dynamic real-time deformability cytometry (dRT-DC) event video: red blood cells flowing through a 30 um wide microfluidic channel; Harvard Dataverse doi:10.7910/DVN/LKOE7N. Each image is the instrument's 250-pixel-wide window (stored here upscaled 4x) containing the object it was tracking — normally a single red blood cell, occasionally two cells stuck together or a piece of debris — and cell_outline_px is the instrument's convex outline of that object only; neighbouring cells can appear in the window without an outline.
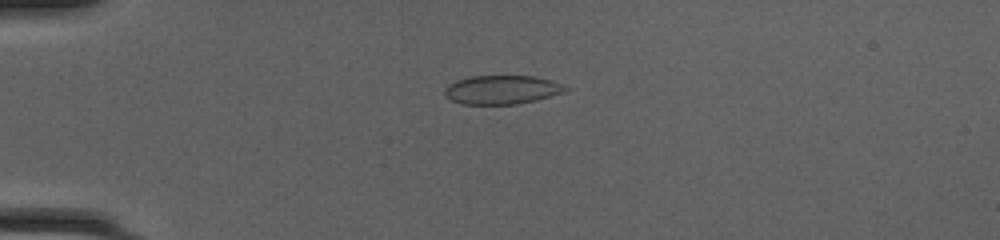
{"species": "common noctule bat (a hibernating species)", "species_latin": "Nyctalus noctula", "temperature_condition": "cold", "stored_images_in_passage": 50, "camera_frame_rate_fps": 3000, "um_per_image_px": 0.085, "animal": {"sex": "female", "body_mass_g": 20.0, "forearm_length_mm": 54.0}, "frame": {"image": 1, "passage_image": 14, "time_ms": 4.333, "image_size_px": [1000, 240], "cell_outline_px": [[572, 88], [564, 92], [536, 100], [516, 104], [460, 104], [444, 96], [444, 88], [448, 84], [456, 80], [468, 76], [532, 76], [552, 80], [564, 84]], "centroid_in_image_um": [42.66, 7.62], "position_along_channel_um": 42.3, "area_um2": 20.52}}
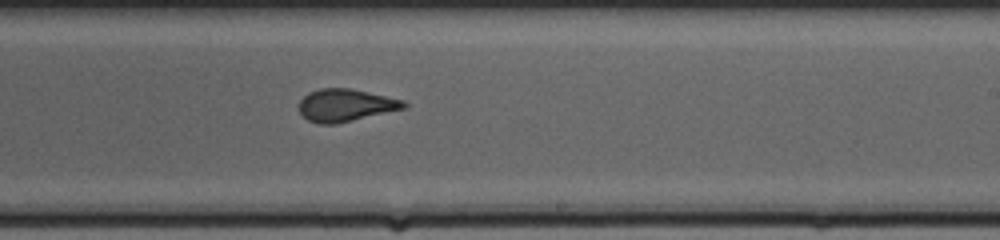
{"frame": {"image": 2, "passage_image": 32, "time_ms": 10.333, "image_size_px": [1000, 240], "cell_outline_px": [[408, 108], [336, 124], [320, 124], [308, 120], [300, 112], [300, 100], [308, 92], [320, 88], [352, 88], [404, 100], [408, 104]], "centroid_in_image_um": [29.42, 8.94], "position_along_channel_um": 259.6, "area_um2": 20.0}}
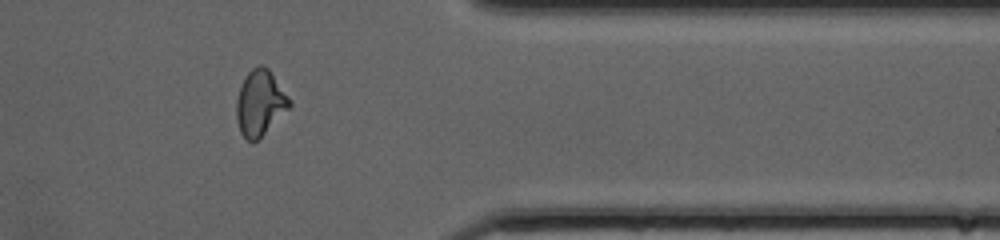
{"frame": {"image": 3, "passage_image": 42, "time_ms": 13.667, "image_size_px": [1000, 240], "cell_outline_px": [[292, 104], [252, 144], [240, 132], [236, 120], [236, 100], [244, 76], [252, 68], [260, 64], [264, 64], [268, 68], [292, 100]], "centroid_in_image_um": [22.08, 8.71], "position_along_channel_um": 389.3, "area_um2": 20.06}, "authors_computed_cell_mechanics": {"area_um2": 20.2011, "velocity_mm_per_s": 4.2411, "shape_relaxation_time_tau1_ms": 6.1915, "shape_relaxation_time_tau2_ms": null, "deformation_change_tau1": 0.1771, "deformation_change_tau2": null}}